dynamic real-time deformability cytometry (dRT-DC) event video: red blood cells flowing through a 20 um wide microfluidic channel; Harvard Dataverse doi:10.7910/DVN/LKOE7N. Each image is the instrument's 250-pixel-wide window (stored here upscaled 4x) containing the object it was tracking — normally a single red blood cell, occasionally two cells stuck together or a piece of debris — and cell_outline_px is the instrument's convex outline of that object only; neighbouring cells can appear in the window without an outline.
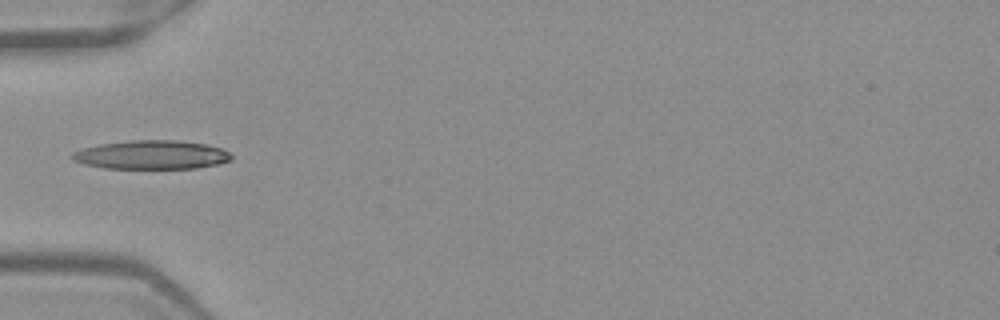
{"species": "Egyptian fruit bat (a non-hibernating species)", "species_latin": "Rousettus aegyptiacus", "temperature_condition": "warm", "stored_images_in_passage": 35, "camera_frame_rate_fps": 3000, "um_per_image_px": 0.085, "frame": {"image": 1, "passage_image": 1, "time_ms": 0.0, "image_size_px": [1000, 320], "cell_outline_px": [[232, 160], [220, 164], [196, 168], [104, 168], [84, 164], [72, 160], [72, 152], [84, 148], [100, 144], [132, 140], [176, 140], [208, 144], [220, 148], [228, 152], [232, 156]], "centroid_in_image_um": [12.91, 13.16], "position_along_channel_um": 72.1, "area_um2": 26.7}}
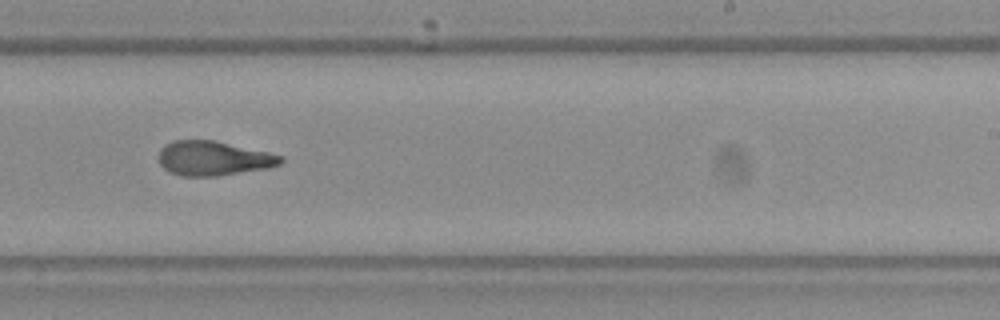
{"frame": {"image": 2, "passage_image": 16, "time_ms": 5.0, "image_size_px": [1000, 320], "cell_outline_px": [[284, 160], [280, 164], [268, 168], [216, 176], [184, 176], [168, 172], [160, 164], [156, 156], [160, 148], [164, 144], [172, 140], [212, 140], [268, 152], [284, 156]], "centroid_in_image_um": [18.09, 13.45], "position_along_channel_um": 270.9, "area_um2": 24.68}}
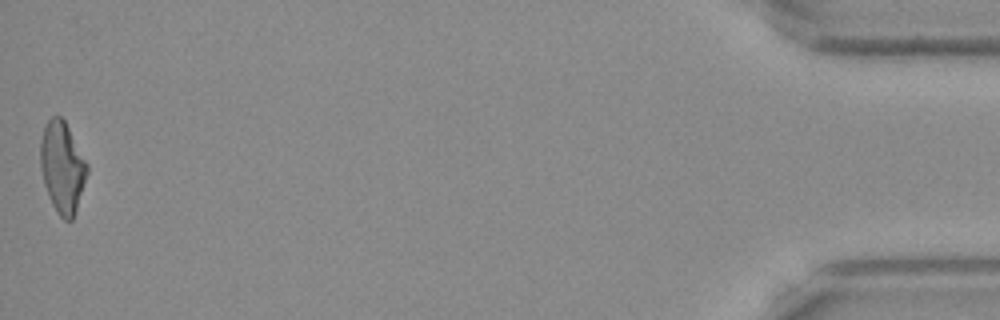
{"frame": {"image": 3, "passage_image": 35, "time_ms": 11.333, "image_size_px": [1000, 320], "cell_outline_px": [[88, 172], [72, 220], [64, 220], [60, 216], [52, 204], [44, 184], [40, 164], [40, 140], [44, 128], [48, 120], [52, 116], [60, 116], [64, 120], [88, 164]], "centroid_in_image_um": [5.28, 14.2], "position_along_channel_um": 429.9, "area_um2": 24.45}, "authors_computed_cell_mechanics": {"area_um2": 24.6806, "velocity_mm_per_s": 3.9564, "shape_relaxation_time_tau1_ms": null, "shape_relaxation_time_tau2_ms": 1.9753, "deformation_change_tau1": null, "deformation_change_tau2": 0.1058}}